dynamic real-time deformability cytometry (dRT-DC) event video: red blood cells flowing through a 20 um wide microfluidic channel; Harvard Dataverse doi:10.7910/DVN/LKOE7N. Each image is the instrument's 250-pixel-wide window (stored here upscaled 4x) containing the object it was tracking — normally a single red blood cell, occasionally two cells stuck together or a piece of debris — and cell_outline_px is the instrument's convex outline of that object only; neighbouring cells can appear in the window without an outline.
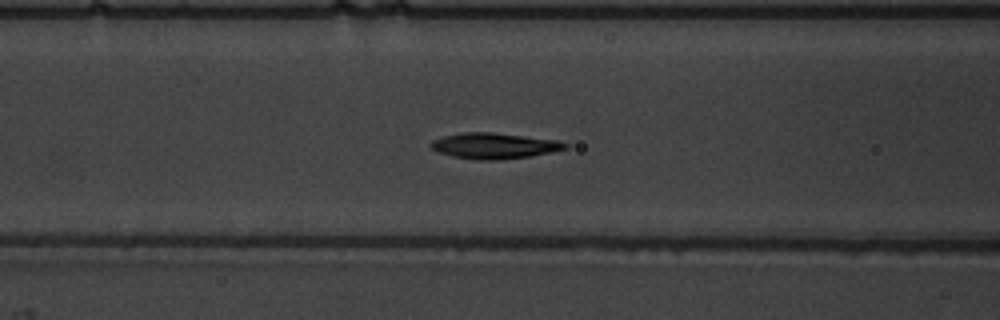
{"species": "common noctule bat (a hibernating species)", "species_latin": "Nyctalus noctula", "temperature_condition": "warm", "stored_images_in_passage": 46, "camera_frame_rate_fps": 3000, "um_per_image_px": 0.085, "animal": {"sex": "male", "body_mass_g": 19.5, "forearm_length_mm": 54.6}, "frame": {"image": 1, "passage_image": 14, "time_ms": 4.333, "image_size_px": [1000, 320], "cell_outline_px": [[568, 148], [528, 156], [500, 160], [476, 160], [452, 156], [440, 152], [432, 148], [428, 144], [432, 140], [444, 136], [464, 132], [488, 132], [560, 140], [568, 144]], "centroid_in_image_um": [41.99, 12.39], "position_along_channel_um": 124.6, "area_um2": 20.0}}
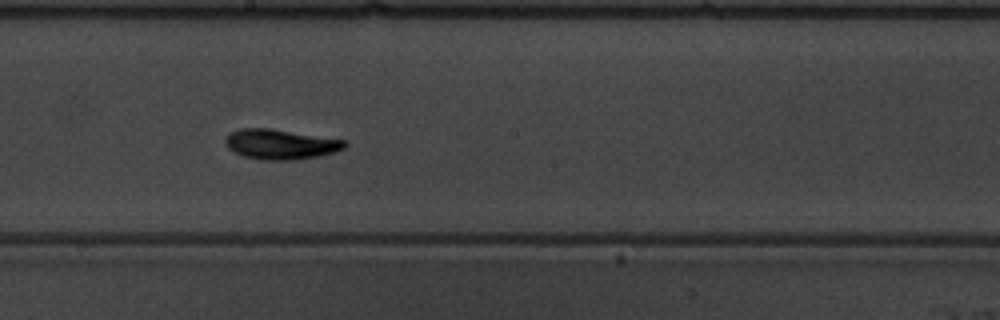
{"frame": {"image": 2, "passage_image": 22, "time_ms": 7.0, "image_size_px": [1000, 320], "cell_outline_px": [[348, 144], [344, 148], [320, 156], [296, 160], [260, 160], [244, 156], [228, 148], [224, 144], [224, 140], [228, 132], [240, 128], [268, 128], [348, 140]], "centroid_in_image_um": [23.83, 12.26], "position_along_channel_um": 224.4, "area_um2": 21.1}}
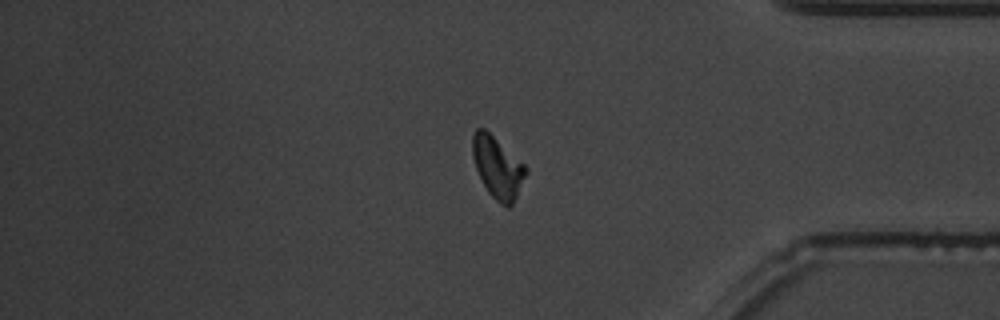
{"frame": {"image": 3, "passage_image": 37, "time_ms": 12.0, "image_size_px": [1000, 320], "cell_outline_px": [[528, 172], [512, 204], [508, 208], [500, 204], [488, 192], [476, 168], [472, 156], [472, 136], [476, 128], [484, 128], [524, 164], [528, 168]], "centroid_in_image_um": [42.29, 14.23], "position_along_channel_um": 392.9, "area_um2": 18.84}, "authors_computed_cell_mechanics": {"area_um2": 18.8717, "velocity_mm_per_s": 3.7493, "shape_relaxation_time_tau1_ms": 2.717, "shape_relaxation_time_tau2_ms": 7.0918, "deformation_change_tau1": 0.1326, "deformation_change_tau2": 0.1309}}